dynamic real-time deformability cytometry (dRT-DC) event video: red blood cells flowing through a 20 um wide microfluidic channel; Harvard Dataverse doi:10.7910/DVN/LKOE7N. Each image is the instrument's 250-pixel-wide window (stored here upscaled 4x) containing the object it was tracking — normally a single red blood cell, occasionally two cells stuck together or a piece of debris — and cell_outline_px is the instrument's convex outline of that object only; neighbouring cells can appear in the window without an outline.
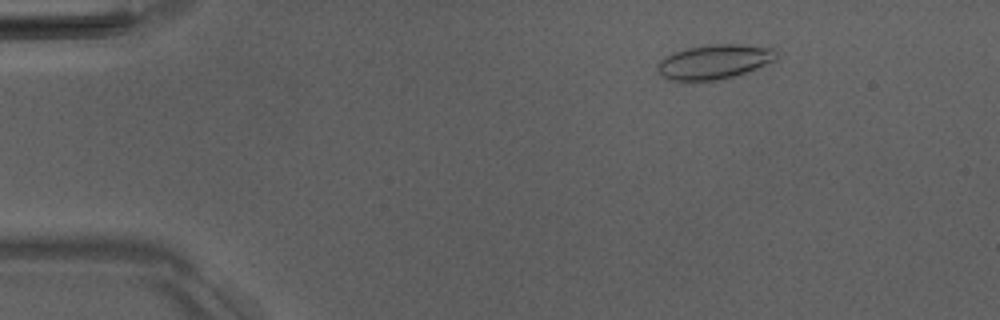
{"species": "Egyptian fruit bat (a non-hibernating species)", "species_latin": "Rousettus aegyptiacus", "temperature_condition": "room temperature", "stored_images_in_passage": 50, "camera_frame_rate_fps": 3000, "um_per_image_px": 0.085, "animal": {"sex": "male"}, "frame": {"image": 1, "passage_image": 6, "time_ms": 1.667, "image_size_px": [1000, 320], "cell_outline_px": [[776, 60], [744, 72], [732, 76], [716, 80], [684, 84], [668, 80], [656, 68], [656, 64], [664, 56], [672, 52], [688, 48], [712, 44], [736, 44], [772, 48], [776, 52]], "centroid_in_image_um": [60.6, 5.28], "position_along_channel_um": 24.4, "area_um2": 24.16}}
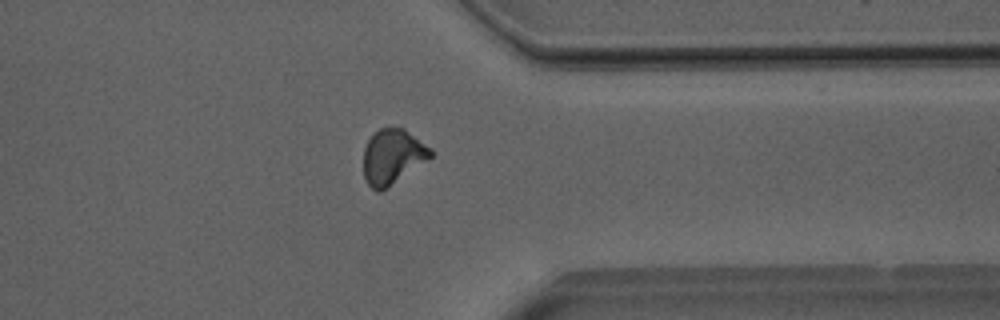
{"frame": {"image": 2, "passage_image": 39, "time_ms": 12.667, "image_size_px": [1000, 320], "cell_outline_px": [[432, 156], [380, 192], [376, 192], [368, 184], [364, 176], [364, 148], [368, 140], [380, 128], [404, 128], [432, 148]], "centroid_in_image_um": [33.36, 13.3], "position_along_channel_um": 378.0, "area_um2": 21.1}}
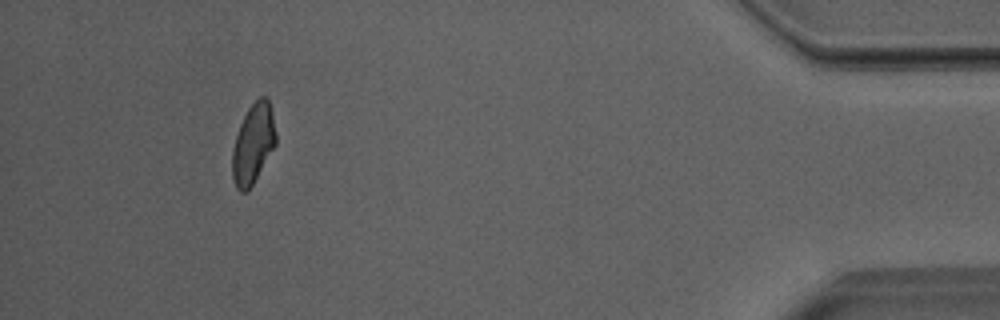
{"frame": {"image": 3, "passage_image": 46, "time_ms": 15.0, "image_size_px": [1000, 320], "cell_outline_px": [[276, 144], [252, 184], [244, 192], [240, 192], [236, 188], [232, 176], [232, 148], [240, 124], [248, 108], [260, 96], [264, 96], [268, 100], [272, 108], [276, 132]], "centroid_in_image_um": [21.52, 12.19], "position_along_channel_um": 413.7, "area_um2": 20.11}, "authors_computed_cell_mechanics": {"area_um2": 21.386, "velocity_mm_per_s": 4.0081, "shape_relaxation_time_tau1_ms": 9.1031, "shape_relaxation_time_tau2_ms": 1.8059, "deformation_change_tau1": 0.1913, "deformation_change_tau2": 0.087}}